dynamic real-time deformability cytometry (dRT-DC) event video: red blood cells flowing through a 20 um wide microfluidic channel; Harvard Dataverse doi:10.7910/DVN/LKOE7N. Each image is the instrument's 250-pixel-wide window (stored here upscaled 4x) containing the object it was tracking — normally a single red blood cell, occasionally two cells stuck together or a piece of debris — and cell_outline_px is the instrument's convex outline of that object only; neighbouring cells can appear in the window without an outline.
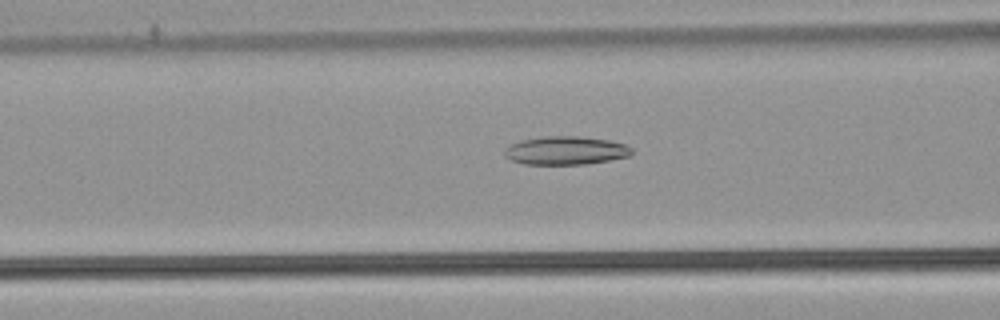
{"species": "common noctule bat (a hibernating species)", "species_latin": "Nyctalus noctula", "temperature_condition": "warm", "stored_images_in_passage": 46, "camera_frame_rate_fps": 3000, "um_per_image_px": 0.085, "animal": {"sex": "male", "body_mass_g": 21.5, "forearm_length_mm": 52.0}, "frame": {"image": 1, "passage_image": 15, "time_ms": 4.667, "image_size_px": [1000, 320], "cell_outline_px": [[632, 156], [588, 164], [524, 164], [512, 160], [504, 156], [504, 152], [512, 144], [524, 140], [544, 136], [576, 136], [608, 140], [624, 144], [632, 148]], "centroid_in_image_um": [48.13, 12.8], "position_along_channel_um": 118.5, "area_um2": 20.87}}
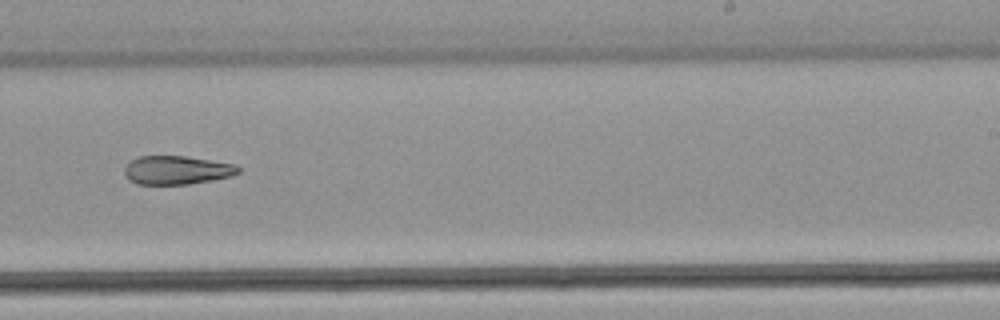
{"frame": {"image": 2, "passage_image": 27, "time_ms": 8.667, "image_size_px": [1000, 320], "cell_outline_px": [[240, 172], [232, 176], [212, 180], [188, 184], [136, 184], [128, 180], [124, 172], [124, 168], [136, 156], [184, 156], [236, 164], [240, 168]], "centroid_in_image_um": [15.03, 14.46], "position_along_channel_um": 274.0, "area_um2": 19.02}}
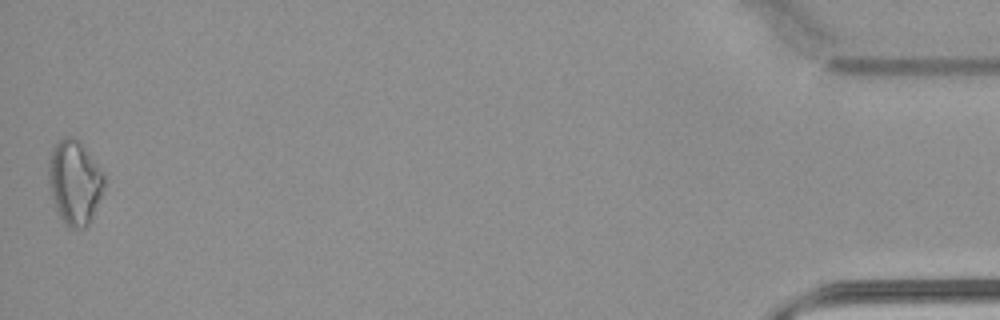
{"frame": {"image": 3, "passage_image": 46, "time_ms": 15.0, "image_size_px": [1000, 320], "cell_outline_px": [[104, 188], [92, 216], [88, 224], [84, 228], [72, 228], [64, 224], [56, 208], [52, 196], [48, 180], [48, 160], [56, 144], [64, 136], [72, 136], [80, 144], [104, 176]], "centroid_in_image_um": [6.31, 15.53], "position_along_channel_um": 428.9, "area_um2": 26.41}}